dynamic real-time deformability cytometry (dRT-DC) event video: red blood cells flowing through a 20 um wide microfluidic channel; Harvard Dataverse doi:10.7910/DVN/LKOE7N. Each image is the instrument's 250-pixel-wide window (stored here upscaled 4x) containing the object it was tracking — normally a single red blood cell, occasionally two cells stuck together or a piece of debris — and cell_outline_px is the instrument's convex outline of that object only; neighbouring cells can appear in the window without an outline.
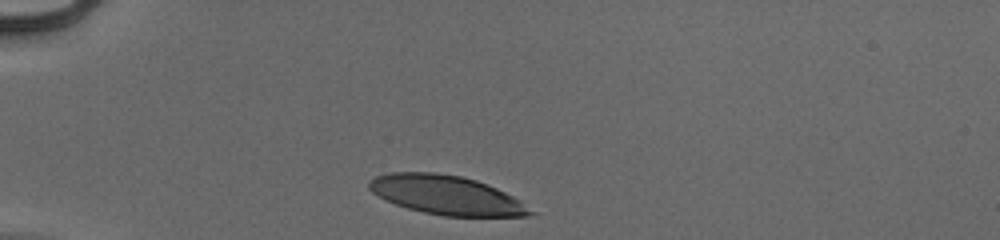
{"species": "human", "species_latin": "Homo sapiens", "temperature_condition": "cold", "stored_images_in_passage": 31, "camera_frame_rate_fps": 3000, "um_per_image_px": 0.085, "donor": {"sex": "male"}, "frame": {"image": 1, "passage_image": 1, "time_ms": 0.0, "image_size_px": [1000, 240], "cell_outline_px": [[536, 212], [528, 216], [444, 216], [424, 212], [408, 208], [384, 200], [372, 192], [368, 188], [368, 180], [376, 176], [392, 172], [436, 172], [460, 176], [476, 180], [496, 188], [520, 200]], "centroid_in_image_um": [37.92, 16.58], "position_along_channel_um": 47.1, "area_um2": 36.65}}
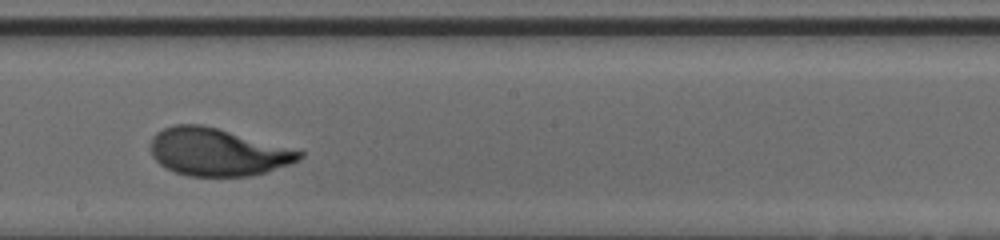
{"frame": {"image": 2, "passage_image": 18, "time_ms": 5.667, "image_size_px": [1000, 240], "cell_outline_px": [[304, 156], [292, 164], [264, 172], [248, 176], [188, 176], [176, 172], [160, 164], [152, 156], [152, 136], [156, 132], [164, 128], [176, 124], [200, 124], [216, 128], [304, 152]], "centroid_in_image_um": [18.47, 12.93], "position_along_channel_um": 229.7, "area_um2": 40.63}}
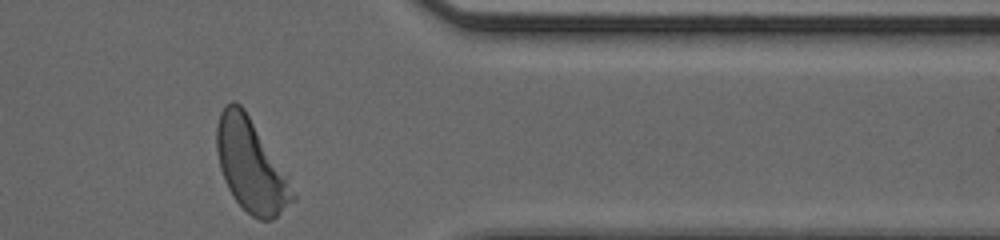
{"frame": {"image": 3, "passage_image": 31, "time_ms": 10.0, "image_size_px": [1000, 240], "cell_outline_px": [[296, 200], [272, 220], [260, 220], [252, 216], [232, 196], [224, 180], [220, 168], [216, 152], [216, 124], [220, 112], [232, 100], [236, 100], [244, 108], [288, 176], [296, 196]], "centroid_in_image_um": [21.32, 14.07], "position_along_channel_um": 390.1, "area_um2": 40.98}, "authors_computed_cell_mechanics": {"area_um2": 40.6334, "velocity_mm_per_s": 3.9123, "shape_relaxation_time_tau1_ms": 2.3114, "shape_relaxation_time_tau2_ms": null, "deformation_change_tau1": 0.1755, "deformation_change_tau2": null}}